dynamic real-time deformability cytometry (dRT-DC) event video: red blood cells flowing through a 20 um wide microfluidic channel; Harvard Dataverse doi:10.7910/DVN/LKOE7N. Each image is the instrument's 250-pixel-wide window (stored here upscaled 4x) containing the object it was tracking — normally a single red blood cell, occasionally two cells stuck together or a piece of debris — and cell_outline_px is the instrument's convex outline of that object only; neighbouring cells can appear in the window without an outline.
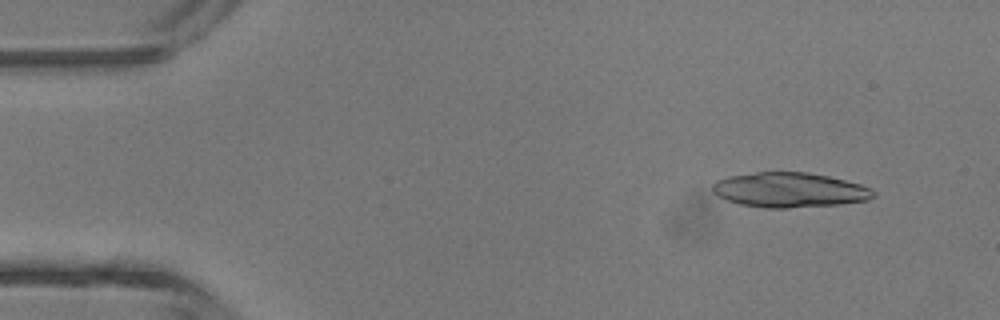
{"species": "common noctule bat (a hibernating species)", "species_latin": "Nyctalus noctula", "temperature_condition": "room temperature", "stored_images_in_passage": 4, "camera_frame_rate_fps": 3000, "um_per_image_px": 0.085, "animal": {"sex": "male", "body_mass_g": 13.3}, "frame": {"image": 1, "passage_image": 1, "time_ms": 0.0, "image_size_px": [1000, 320], "cell_outline_px": [[876, 196], [868, 200], [840, 204], [788, 208], [764, 208], [740, 204], [716, 196], [712, 192], [712, 184], [716, 180], [728, 176], [756, 172], [808, 172], [828, 176], [860, 184], [872, 188], [876, 192]], "centroid_in_image_um": [67.1, 16.15], "position_along_channel_um": 17.9, "area_um2": 32.89}}
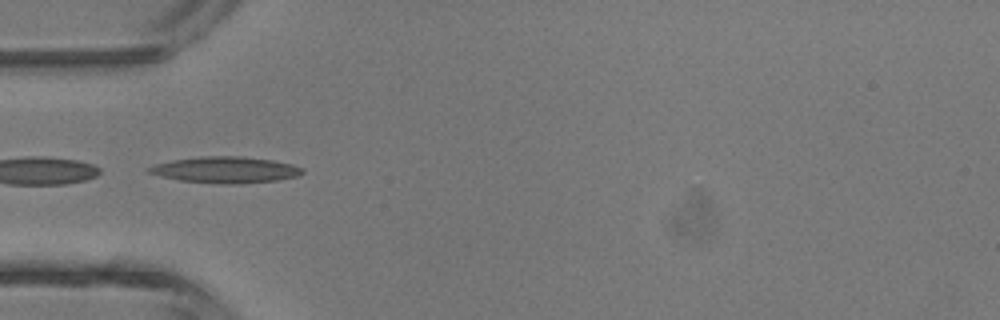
{"frame": {"image": 2, "passage_image": 4, "time_ms": 3.333, "image_size_px": [1000, 320], "cell_outline_px": [[304, 172], [296, 176], [276, 180], [236, 184], [216, 184], [180, 180], [160, 176], [148, 172], [148, 168], [156, 164], [172, 160], [200, 156], [240, 156], [272, 160], [292, 164], [304, 168]], "centroid_in_image_um": [19.17, 14.43], "position_along_channel_um": 65.8, "area_um2": 23.41}}